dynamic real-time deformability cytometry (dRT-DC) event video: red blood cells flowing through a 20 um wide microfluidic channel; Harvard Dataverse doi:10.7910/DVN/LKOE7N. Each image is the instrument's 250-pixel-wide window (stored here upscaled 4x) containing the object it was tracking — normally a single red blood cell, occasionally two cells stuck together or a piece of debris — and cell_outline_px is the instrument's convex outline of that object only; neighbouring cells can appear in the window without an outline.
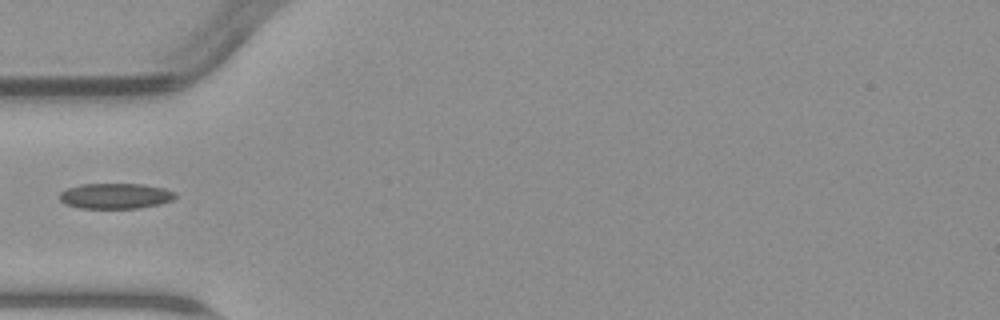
{"species": "common noctule bat (a hibernating species)", "species_latin": "Nyctalus noctula", "temperature_condition": "warm", "stored_images_in_passage": 4, "camera_frame_rate_fps": 3000, "um_per_image_px": 0.085, "animal": {"sex": "male", "body_mass_g": 23.1, "forearm_length_mm": 52.7}, "frame": {"image": 1, "passage_image": 3, "time_ms": 2.333, "image_size_px": [1000, 320], "cell_outline_px": [[176, 196], [172, 200], [160, 204], [140, 208], [80, 208], [64, 204], [60, 200], [60, 192], [68, 188], [80, 184], [144, 184], [164, 188], [176, 192]], "centroid_in_image_um": [9.82, 16.65], "position_along_channel_um": 75.2, "area_um2": 17.28}}
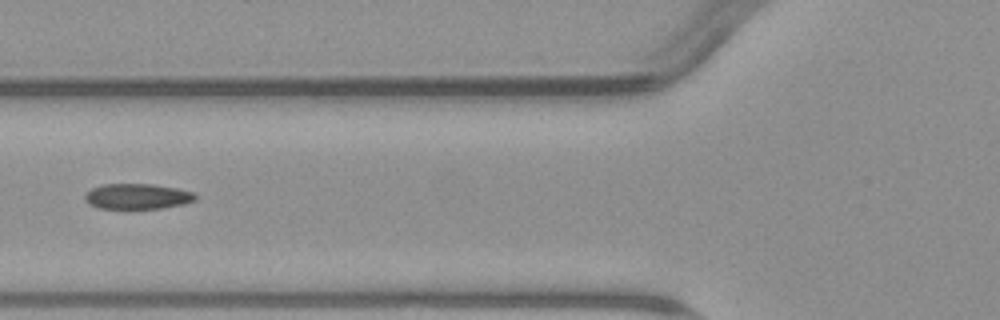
{"frame": {"image": 2, "passage_image": 4, "time_ms": 3.333, "image_size_px": [1000, 320], "cell_outline_px": [[196, 200], [184, 204], [164, 208], [128, 212], [96, 208], [88, 204], [84, 200], [84, 196], [92, 188], [104, 184], [152, 184], [176, 188], [196, 192]], "centroid_in_image_um": [11.65, 16.75], "position_along_channel_um": 114.1, "area_um2": 17.46}}